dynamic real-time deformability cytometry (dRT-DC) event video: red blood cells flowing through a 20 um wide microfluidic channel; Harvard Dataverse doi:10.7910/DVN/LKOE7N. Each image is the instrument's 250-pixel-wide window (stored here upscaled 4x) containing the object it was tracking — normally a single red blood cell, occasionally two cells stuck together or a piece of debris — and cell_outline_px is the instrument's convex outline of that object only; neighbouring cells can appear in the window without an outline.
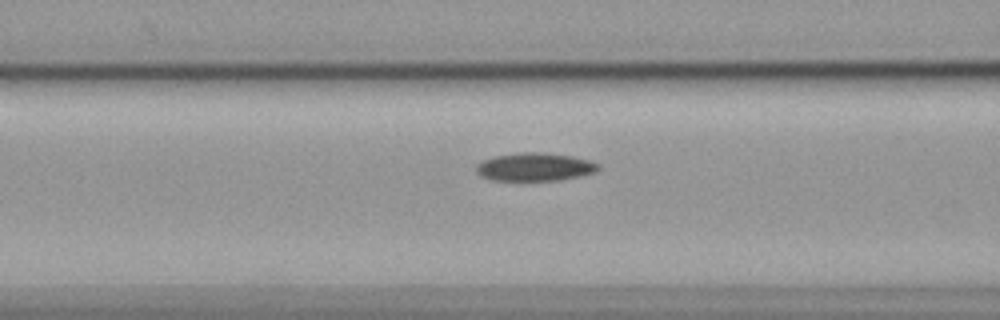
{"species": "common noctule bat (a hibernating species)", "species_latin": "Nyctalus noctula", "temperature_condition": "cold", "stored_images_in_passage": 56, "camera_frame_rate_fps": 3000, "um_per_image_px": 0.085, "animal": {"sex": "female", "body_mass_g": 19.9}, "frame": {"image": 1, "passage_image": 22, "time_ms": 7.0, "image_size_px": [1000, 320], "cell_outline_px": [[600, 168], [596, 172], [580, 176], [560, 180], [492, 180], [480, 176], [476, 172], [476, 164], [492, 156], [520, 152], [544, 152], [572, 156], [588, 160], [600, 164]], "centroid_in_image_um": [45.45, 14.18], "position_along_channel_um": 121.1, "area_um2": 20.17}}
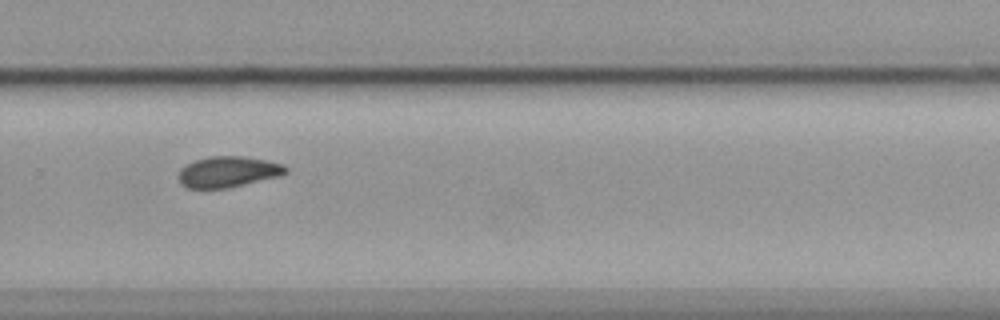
{"frame": {"image": 2, "passage_image": 38, "time_ms": 12.333, "image_size_px": [1000, 320], "cell_outline_px": [[288, 172], [280, 176], [228, 188], [188, 188], [180, 184], [180, 168], [196, 160], [208, 156], [244, 156], [284, 164], [288, 168]], "centroid_in_image_um": [19.42, 14.6], "position_along_channel_um": 310.4, "area_um2": 19.25}}
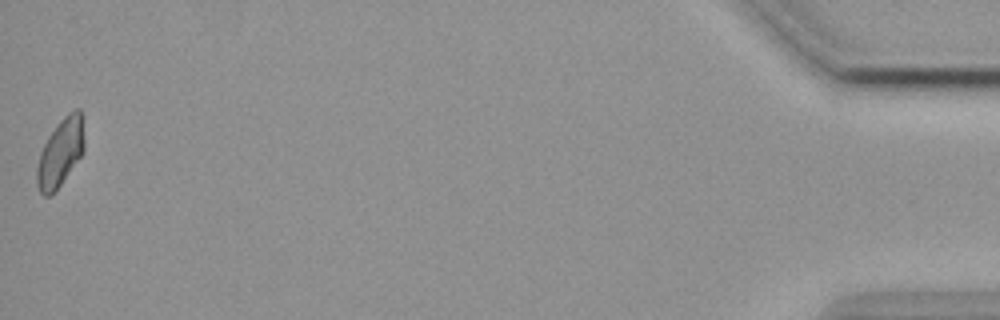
{"frame": {"image": 3, "passage_image": 56, "time_ms": 18.333, "image_size_px": [1000, 320], "cell_outline_px": [[84, 152], [60, 184], [48, 196], [44, 196], [40, 192], [36, 184], [36, 168], [40, 152], [48, 136], [60, 120], [68, 112], [76, 108], [80, 108], [84, 116]], "centroid_in_image_um": [5.16, 12.9], "position_along_channel_um": 430.0, "area_um2": 18.84}, "authors_computed_cell_mechanics": {"area_um2": 19.7098, "velocity_mm_per_s": 3.556, "shape_relaxation_time_tau1_ms": null, "shape_relaxation_time_tau2_ms": 10.8653, "deformation_change_tau1": null, "deformation_change_tau2": 0.1325}}